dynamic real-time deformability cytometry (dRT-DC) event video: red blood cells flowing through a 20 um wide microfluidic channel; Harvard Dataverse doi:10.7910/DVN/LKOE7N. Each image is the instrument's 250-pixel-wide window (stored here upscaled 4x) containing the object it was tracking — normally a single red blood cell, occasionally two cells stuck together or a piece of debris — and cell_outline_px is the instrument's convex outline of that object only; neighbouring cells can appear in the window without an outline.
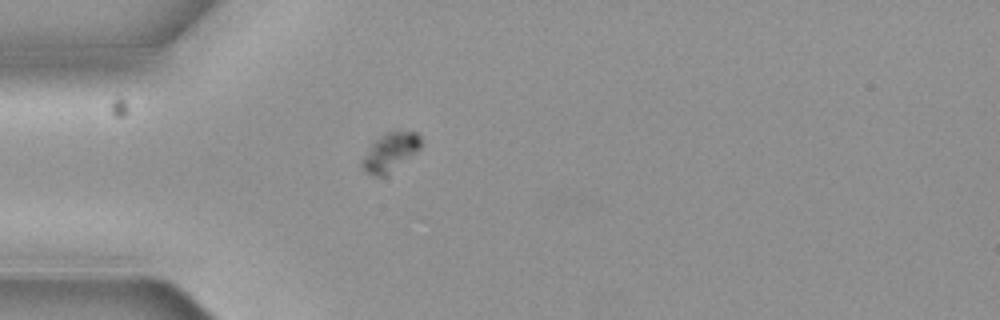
{"species": "common noctule bat (a hibernating species)", "species_latin": "Nyctalus noctula", "temperature_condition": "cold", "stored_images_in_passage": 5, "camera_frame_rate_fps": 3000, "um_per_image_px": 0.085, "animal": {"sex": "female", "body_mass_g": 19.3, "forearm_length_mm": 54.1}, "frame": {"image": 1, "passage_image": 5, "time_ms": 1.333, "image_size_px": [1000, 320], "cell_outline_px": [[420, 148], [388, 176], [368, 176], [364, 172], [360, 164], [364, 156], [372, 144], [380, 136], [388, 132], [416, 132], [420, 136]], "centroid_in_image_um": [33.13, 12.99], "position_along_channel_um": 51.9, "area_um2": 13.06}}